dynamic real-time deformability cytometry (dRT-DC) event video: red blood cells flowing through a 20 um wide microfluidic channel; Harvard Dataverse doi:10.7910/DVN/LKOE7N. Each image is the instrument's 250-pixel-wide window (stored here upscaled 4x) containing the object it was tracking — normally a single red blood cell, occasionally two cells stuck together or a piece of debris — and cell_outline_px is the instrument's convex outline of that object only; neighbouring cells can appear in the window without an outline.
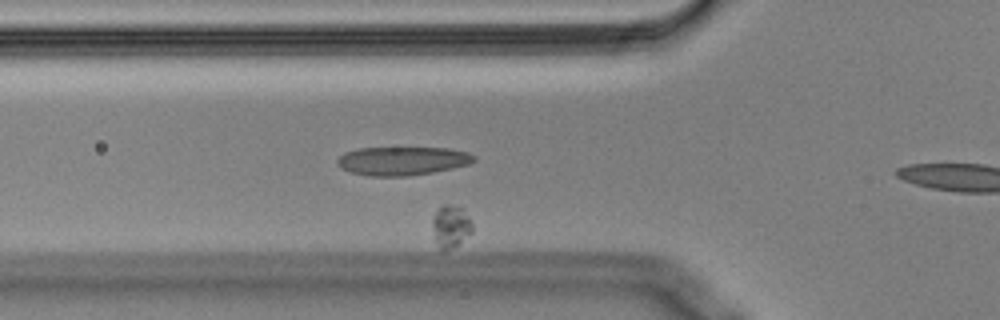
{"species": "Egyptian fruit bat (a non-hibernating species)", "species_latin": "Rousettus aegyptiacus", "temperature_condition": "cold", "stored_images_in_passage": 38, "camera_frame_rate_fps": 3000, "um_per_image_px": 0.085, "animal": {"sex": "male"}, "frame": {"image": 1, "passage_image": 13, "time_ms": 4.0, "image_size_px": [1000, 320], "cell_outline_px": [[472, 232], [460, 244], [444, 252], [440, 252], [436, 240], [432, 224], [432, 220], [436, 208], [444, 204], [448, 204], [464, 208], [472, 220]], "centroid_in_image_um": [38.33, 19.24], "position_along_channel_um": 87.5, "area_um2": 10.23}}
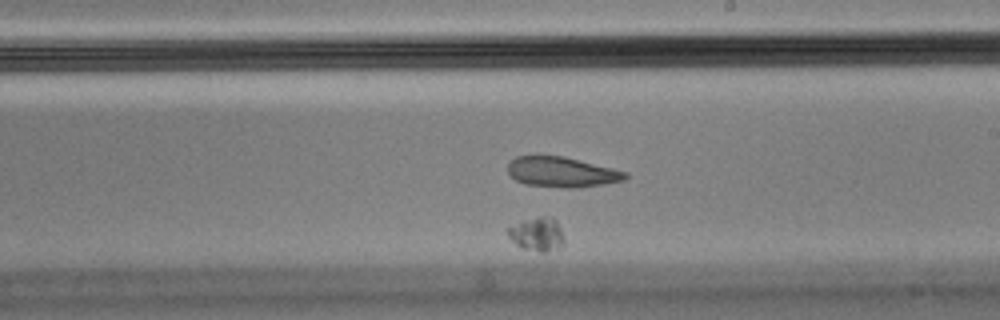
{"frame": {"image": 2, "passage_image": 31, "time_ms": 10.0, "image_size_px": [1000, 320], "cell_outline_px": [[564, 240], [544, 252], [540, 252], [520, 248], [508, 236], [508, 228], [520, 220], [540, 216], [552, 216], [556, 220], [564, 236]], "centroid_in_image_um": [45.6, 19.85], "position_along_channel_um": 243.4, "area_um2": 10.81}}